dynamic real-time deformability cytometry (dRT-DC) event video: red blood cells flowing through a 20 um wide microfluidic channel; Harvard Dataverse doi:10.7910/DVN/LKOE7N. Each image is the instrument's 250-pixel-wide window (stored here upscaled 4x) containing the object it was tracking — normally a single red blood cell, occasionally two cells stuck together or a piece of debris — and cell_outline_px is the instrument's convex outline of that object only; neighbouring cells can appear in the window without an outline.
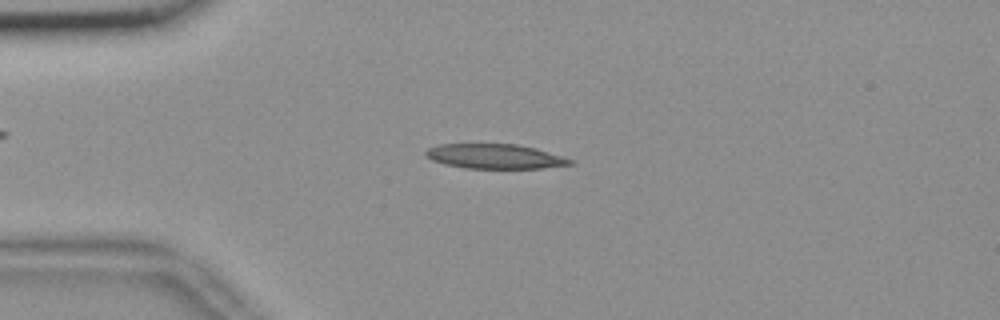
{"species": "common noctule bat (a hibernating species)", "species_latin": "Nyctalus noctula", "temperature_condition": "room temperature", "stored_images_in_passage": 54, "camera_frame_rate_fps": 3000, "um_per_image_px": 0.085, "animal": {"sex": "female", "body_mass_g": 18.4}, "frame": {"image": 1, "passage_image": 13, "time_ms": 4.0, "image_size_px": [1000, 320], "cell_outline_px": [[572, 164], [544, 168], [464, 168], [444, 164], [432, 160], [424, 156], [424, 152], [428, 148], [440, 144], [516, 144], [536, 148], [572, 160]], "centroid_in_image_um": [42.0, 13.29], "position_along_channel_um": 43.0, "area_um2": 20.63}}
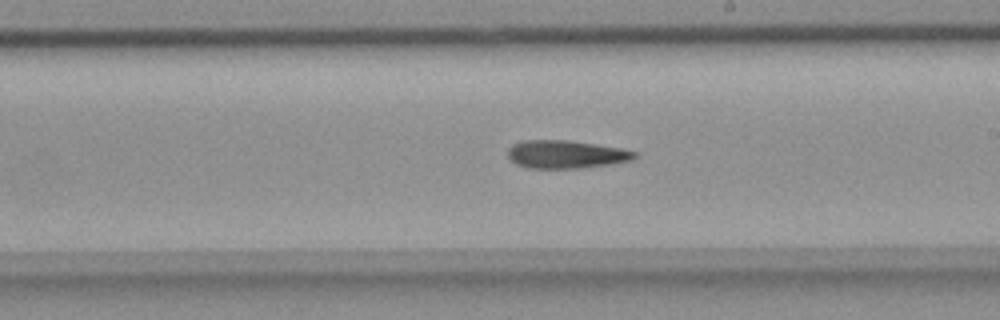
{"frame": {"image": 2, "passage_image": 31, "time_ms": 10.0, "image_size_px": [1000, 320], "cell_outline_px": [[636, 156], [632, 160], [612, 164], [580, 168], [528, 168], [516, 164], [508, 156], [508, 148], [512, 144], [524, 140], [568, 140], [620, 148], [636, 152]], "centroid_in_image_um": [48.09, 13.12], "position_along_channel_um": 240.9, "area_um2": 20.63}}
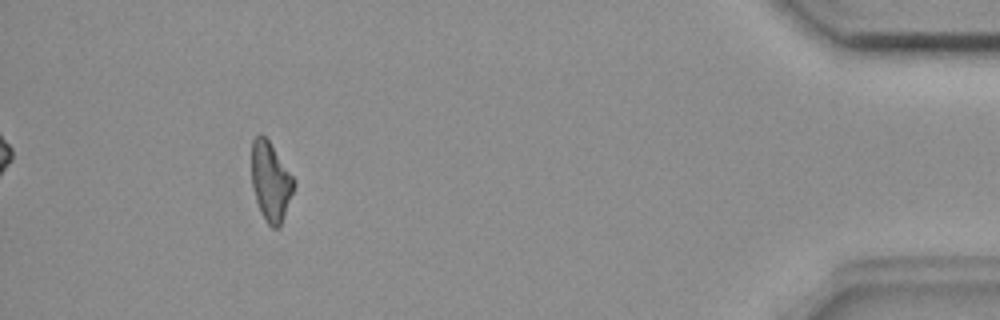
{"frame": {"image": 3, "passage_image": 50, "time_ms": 16.333, "image_size_px": [1000, 320], "cell_outline_px": [[296, 184], [280, 228], [272, 228], [264, 220], [260, 212], [252, 188], [252, 140], [260, 132], [268, 140], [296, 180]], "centroid_in_image_um": [23.01, 15.46], "position_along_channel_um": 412.2, "area_um2": 19.65}}